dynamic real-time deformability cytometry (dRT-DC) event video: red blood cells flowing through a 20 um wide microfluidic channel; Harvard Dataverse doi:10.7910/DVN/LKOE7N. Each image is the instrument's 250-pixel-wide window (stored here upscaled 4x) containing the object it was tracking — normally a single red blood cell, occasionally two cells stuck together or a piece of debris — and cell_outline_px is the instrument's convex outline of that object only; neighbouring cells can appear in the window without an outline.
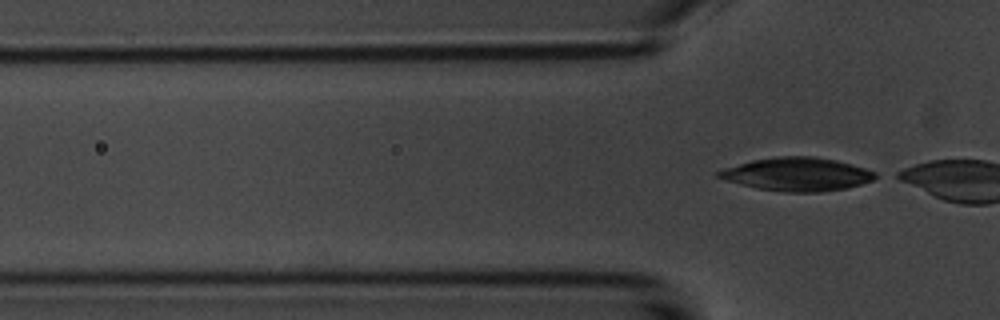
{"species": "common noctule bat (a hibernating species)", "species_latin": "Nyctalus noctula", "temperature_condition": "room temperature", "stored_images_in_passage": 4, "camera_frame_rate_fps": 3000, "um_per_image_px": 0.085, "animal": {"sex": "male", "body_mass_g": 20.1, "forearm_length_mm": 53.5}, "frame": {"image": 1, "passage_image": 4, "time_ms": 3.667, "image_size_px": [1000, 320], "cell_outline_px": [[880, 176], [872, 180], [848, 188], [820, 192], [784, 192], [760, 188], [740, 184], [716, 176], [716, 172], [724, 168], [752, 160], [776, 156], [816, 156], [836, 160], [852, 164], [876, 172]], "centroid_in_image_um": [67.79, 14.8], "position_along_channel_um": 58.0, "area_um2": 30.4}}